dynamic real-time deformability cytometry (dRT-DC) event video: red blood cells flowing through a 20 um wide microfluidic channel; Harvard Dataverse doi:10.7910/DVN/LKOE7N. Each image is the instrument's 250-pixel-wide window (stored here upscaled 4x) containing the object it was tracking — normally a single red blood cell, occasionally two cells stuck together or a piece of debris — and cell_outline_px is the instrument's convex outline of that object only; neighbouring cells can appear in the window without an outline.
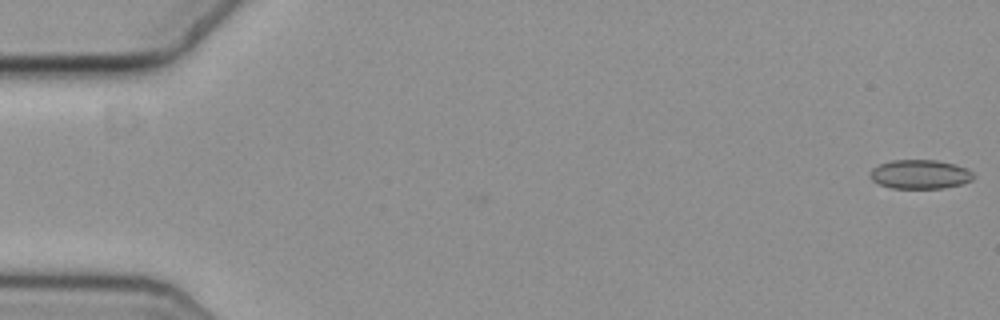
{"species": "common noctule bat (a hibernating species)", "species_latin": "Nyctalus noctula", "temperature_condition": "cold", "stored_images_in_passage": 22, "camera_frame_rate_fps": 3000, "um_per_image_px": 0.085, "animal": {"sex": "female", "body_mass_g": 19.3, "forearm_length_mm": 54.1}, "frame": {"image": 1, "passage_image": 1, "time_ms": 0.0, "image_size_px": [1000, 320], "cell_outline_px": [[976, 176], [972, 180], [960, 184], [944, 188], [892, 188], [880, 184], [872, 180], [868, 176], [868, 172], [872, 168], [880, 164], [892, 160], [936, 160], [956, 164], [972, 172]], "centroid_in_image_um": [78.18, 14.81], "position_along_channel_um": 6.8, "area_um2": 17.57}}
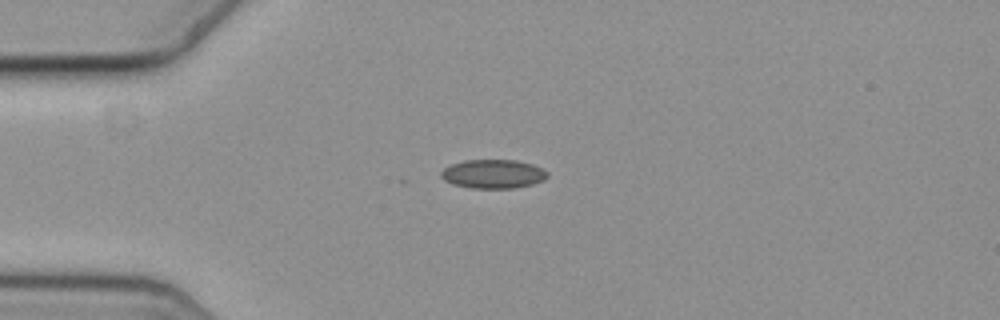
{"frame": {"image": 2, "passage_image": 15, "time_ms": 4.667, "image_size_px": [1000, 320], "cell_outline_px": [[548, 176], [544, 180], [532, 184], [512, 188], [472, 188], [452, 184], [444, 180], [440, 176], [440, 172], [444, 168], [452, 164], [464, 160], [516, 160], [532, 164], [548, 172]], "centroid_in_image_um": [41.9, 14.78], "position_along_channel_um": 43.1, "area_um2": 17.86}}
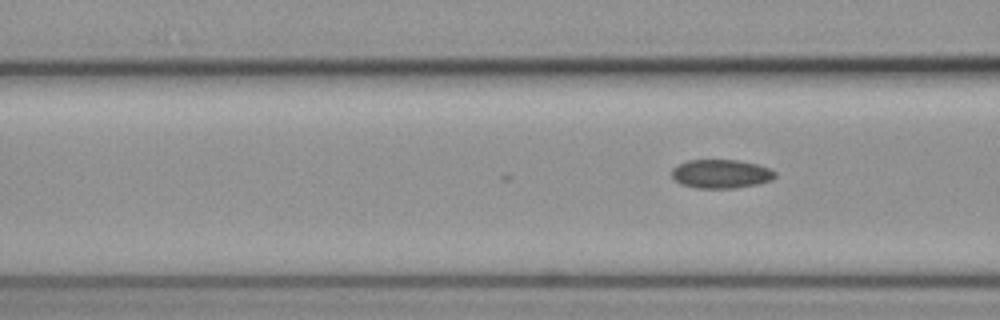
{"frame": {"image": 3, "passage_image": 22, "time_ms": 7.0, "image_size_px": [1000, 320], "cell_outline_px": [[776, 176], [772, 180], [760, 184], [736, 188], [696, 188], [680, 184], [672, 176], [672, 168], [676, 164], [688, 160], [736, 160], [756, 164], [768, 168], [776, 172]], "centroid_in_image_um": [61.28, 14.78], "position_along_channel_um": 105.3, "area_um2": 17.46}}